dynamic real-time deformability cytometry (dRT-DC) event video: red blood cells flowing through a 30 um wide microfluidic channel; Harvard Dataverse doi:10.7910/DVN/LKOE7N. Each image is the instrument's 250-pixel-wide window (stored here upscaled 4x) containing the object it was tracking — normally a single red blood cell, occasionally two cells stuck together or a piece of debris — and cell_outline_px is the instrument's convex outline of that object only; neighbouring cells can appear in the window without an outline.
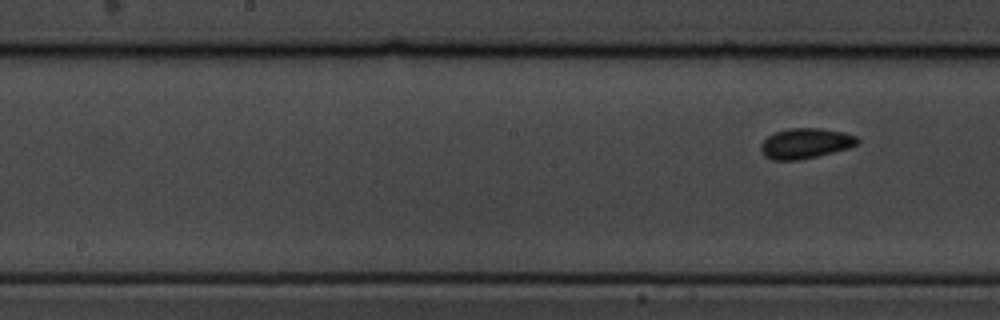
{"species": "common noctule bat (a hibernating species)", "species_latin": "Nyctalus noctula", "temperature_condition": "cold", "stored_images_in_passage": 10, "segment_of_instrument_passage": [2, 2], "camera_frame_rate_fps": 3000, "um_per_image_px": 0.085, "animal": {"sex": "male", "body_mass_g": 19.5, "forearm_length_mm": 54.6}, "frame": {"image": 1, "passage_image": 10, "time_ms": 3.0, "image_size_px": [1000, 320], "cell_outline_px": [[860, 140], [856, 144], [848, 148], [816, 156], [796, 160], [772, 160], [764, 156], [760, 148], [760, 144], [768, 136], [776, 132], [788, 128], [820, 128], [844, 132], [856, 136]], "centroid_in_image_um": [68.44, 12.18], "position_along_channel_um": 179.8, "area_um2": 16.94}}